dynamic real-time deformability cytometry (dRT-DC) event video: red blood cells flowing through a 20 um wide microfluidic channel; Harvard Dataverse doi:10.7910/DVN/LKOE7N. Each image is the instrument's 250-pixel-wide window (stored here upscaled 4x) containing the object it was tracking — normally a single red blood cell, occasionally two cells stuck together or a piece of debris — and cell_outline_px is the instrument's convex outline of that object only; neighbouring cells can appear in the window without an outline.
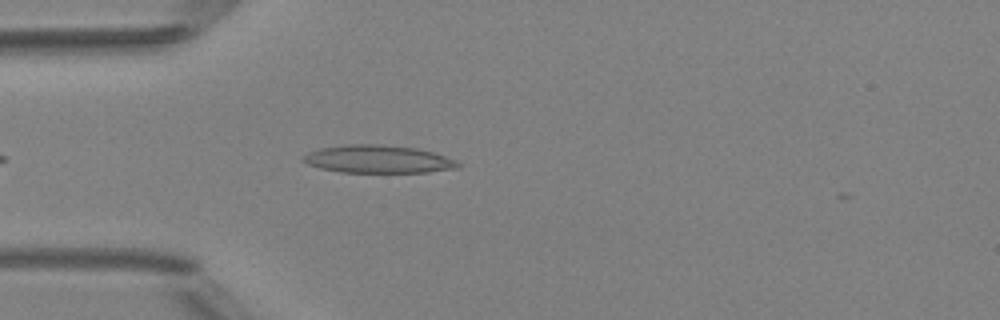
{"species": "Egyptian fruit bat (a non-hibernating species)", "species_latin": "Rousettus aegyptiacus", "temperature_condition": "room temperature", "stored_images_in_passage": 1, "camera_frame_rate_fps": 3000, "um_per_image_px": 0.085, "animal": {"sex": "female"}, "frame": {"image": 1, "passage_image": 1, "time_ms": 0.0, "image_size_px": [1000, 320], "cell_outline_px": [[460, 168], [428, 172], [340, 172], [320, 168], [308, 164], [300, 160], [308, 152], [320, 148], [348, 144], [376, 144], [416, 148], [432, 152], [456, 160], [460, 164]], "centroid_in_image_um": [32.13, 13.53], "position_along_channel_um": 52.9, "area_um2": 25.03}}